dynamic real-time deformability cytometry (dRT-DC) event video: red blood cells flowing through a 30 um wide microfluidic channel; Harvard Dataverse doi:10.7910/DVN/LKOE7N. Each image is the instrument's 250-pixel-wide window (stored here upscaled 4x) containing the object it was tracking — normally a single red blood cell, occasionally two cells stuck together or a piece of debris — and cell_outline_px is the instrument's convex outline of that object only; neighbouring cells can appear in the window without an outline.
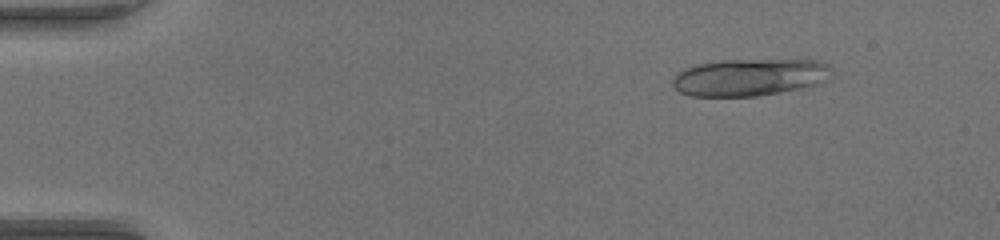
{"species": "common noctule bat (a hibernating species)", "species_latin": "Nyctalus noctula", "temperature_condition": "warm", "stored_images_in_passage": 21, "camera_frame_rate_fps": 3000, "um_per_image_px": 0.085, "animal": {"sex": "female", "body_mass_g": 17.0, "forearm_length_mm": 48.0}, "frame": {"image": 1, "passage_image": 7, "time_ms": 2.0, "image_size_px": [1000, 240], "cell_outline_px": [[832, 76], [828, 80], [812, 88], [756, 96], [692, 96], [680, 92], [672, 84], [672, 80], [676, 72], [684, 68], [696, 64], [724, 60], [820, 60], [828, 64], [832, 68]], "centroid_in_image_um": [63.8, 6.57], "position_along_channel_um": 21.2, "area_um2": 35.2}}